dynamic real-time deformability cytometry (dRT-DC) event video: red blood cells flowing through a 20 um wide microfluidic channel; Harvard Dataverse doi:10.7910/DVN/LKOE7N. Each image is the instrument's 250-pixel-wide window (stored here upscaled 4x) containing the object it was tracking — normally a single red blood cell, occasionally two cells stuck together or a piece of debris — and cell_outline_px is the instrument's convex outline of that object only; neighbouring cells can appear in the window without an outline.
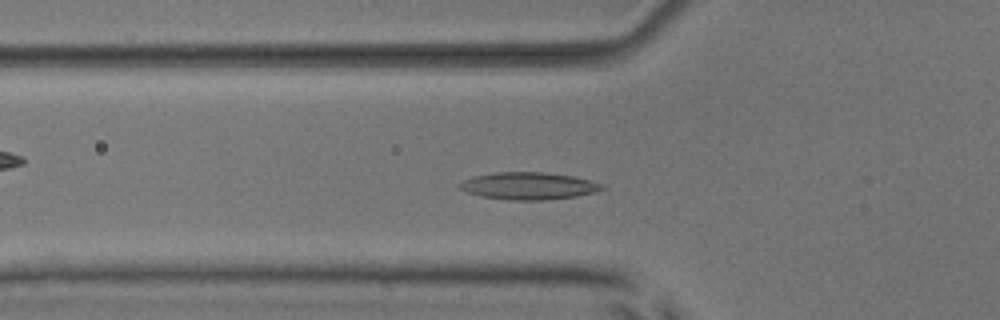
{"species": "common noctule bat (a hibernating species)", "species_latin": "Nyctalus noctula", "temperature_condition": "room temperature", "stored_images_in_passage": 50, "camera_frame_rate_fps": 3000, "um_per_image_px": 0.085, "animal": {"sex": "male", "body_mass_g": 17.9, "forearm_length_mm": 54.2}, "frame": {"image": 1, "passage_image": 16, "time_ms": 5.0, "image_size_px": [1000, 320], "cell_outline_px": [[608, 188], [596, 192], [576, 196], [544, 200], [508, 200], [480, 196], [468, 192], [460, 188], [460, 184], [464, 180], [472, 176], [496, 172], [544, 172], [572, 176], [592, 180], [604, 184]], "centroid_in_image_um": [44.99, 15.8], "position_along_channel_um": 80.8, "area_um2": 22.72}}
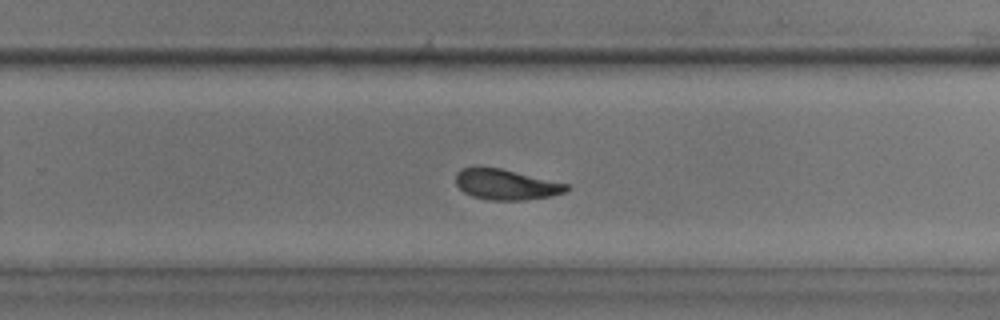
{"frame": {"image": 2, "passage_image": 32, "time_ms": 10.333, "image_size_px": [1000, 320], "cell_outline_px": [[568, 188], [564, 192], [552, 196], [524, 200], [488, 200], [472, 196], [464, 192], [456, 184], [456, 172], [460, 168], [476, 164], [500, 168], [568, 184]], "centroid_in_image_um": [42.93, 15.65], "position_along_channel_um": 286.9, "area_um2": 20.0}}
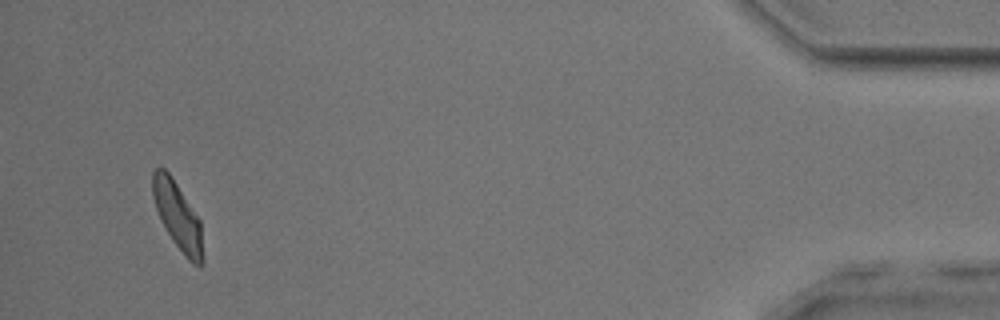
{"frame": {"image": 3, "passage_image": 48, "time_ms": 15.667, "image_size_px": [1000, 320], "cell_outline_px": [[204, 264], [200, 268], [192, 264], [188, 260], [172, 240], [160, 220], [152, 196], [152, 172], [156, 168], [164, 168], [172, 176], [200, 220], [204, 260]], "centroid_in_image_um": [15.11, 18.4], "position_along_channel_um": 420.1, "area_um2": 19.94}, "authors_computed_cell_mechanics": {"area_um2": 20.6057, "velocity_mm_per_s": 3.8695, "shape_relaxation_time_tau1_ms": 5.1223, "shape_relaxation_time_tau2_ms": 3.6447, "deformation_change_tau1": 0.1475, "deformation_change_tau2": 0.1015}}